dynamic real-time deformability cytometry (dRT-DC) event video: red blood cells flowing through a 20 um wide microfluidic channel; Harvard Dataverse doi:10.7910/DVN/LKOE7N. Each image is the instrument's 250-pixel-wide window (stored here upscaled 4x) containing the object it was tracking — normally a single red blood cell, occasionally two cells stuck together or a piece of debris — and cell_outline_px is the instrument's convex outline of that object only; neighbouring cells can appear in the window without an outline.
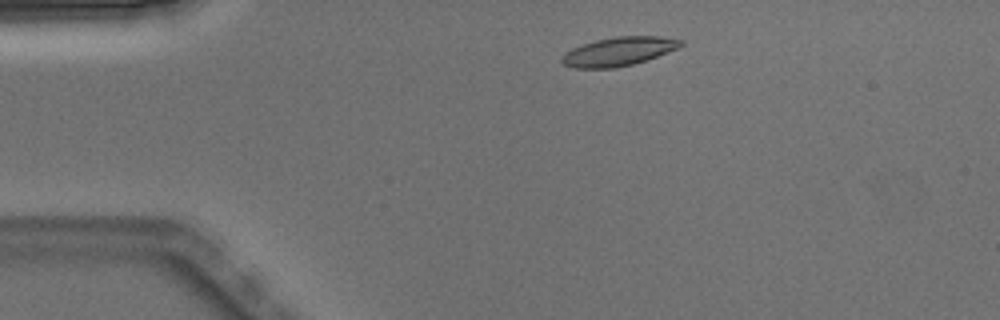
{"species": "Egyptian fruit bat (a non-hibernating species)", "species_latin": "Rousettus aegyptiacus", "temperature_condition": "warm", "stored_images_in_passage": 2, "camera_frame_rate_fps": 3000, "um_per_image_px": 0.085, "animal": {"sex": "male"}, "frame": {"image": 1, "passage_image": 1, "time_ms": 0.0, "image_size_px": [1000, 320], "cell_outline_px": [[684, 44], [680, 48], [632, 64], [612, 68], [572, 68], [564, 64], [560, 60], [564, 52], [572, 48], [596, 40], [616, 36], [660, 36], [684, 40]], "centroid_in_image_um": [52.59, 4.36], "position_along_channel_um": 32.4, "area_um2": 19.88}}